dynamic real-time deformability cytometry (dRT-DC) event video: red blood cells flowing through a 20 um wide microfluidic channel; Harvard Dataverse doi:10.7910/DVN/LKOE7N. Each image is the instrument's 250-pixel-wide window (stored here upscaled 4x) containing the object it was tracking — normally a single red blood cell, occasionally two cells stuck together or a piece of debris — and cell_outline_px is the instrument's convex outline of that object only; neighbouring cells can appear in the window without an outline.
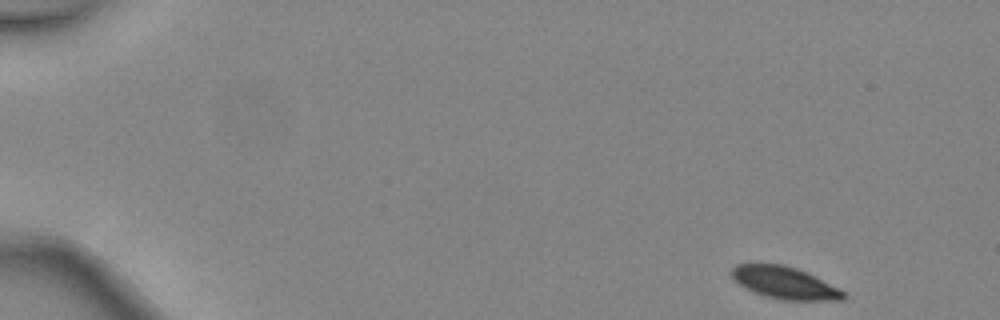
{"species": "common noctule bat (a hibernating species)", "species_latin": "Nyctalus noctula", "temperature_condition": "warm", "stored_images_in_passage": 4, "camera_frame_rate_fps": 3000, "um_per_image_px": 0.085, "animal": {"sex": "female", "body_mass_g": 24.6, "forearm_length_mm": 56.2}, "frame": {"image": 1, "passage_image": 1, "time_ms": 0.0, "image_size_px": [1000, 320], "cell_outline_px": [[848, 296], [844, 300], [780, 300], [764, 296], [744, 288], [732, 276], [732, 268], [736, 264], [784, 264], [796, 268], [840, 288]], "centroid_in_image_um": [66.72, 24.05], "position_along_channel_um": 18.3, "area_um2": 20.87}}